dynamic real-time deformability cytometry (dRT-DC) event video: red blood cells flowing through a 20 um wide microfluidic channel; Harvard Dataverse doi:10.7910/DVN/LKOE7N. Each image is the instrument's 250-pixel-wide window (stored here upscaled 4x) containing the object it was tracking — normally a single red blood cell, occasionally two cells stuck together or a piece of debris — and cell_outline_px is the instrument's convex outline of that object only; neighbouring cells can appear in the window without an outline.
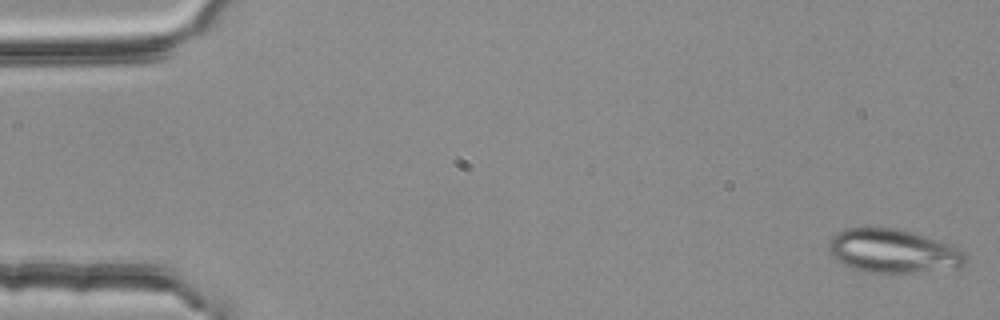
{"species": "common noctule bat (a hibernating species)", "species_latin": "Nyctalus noctula", "temperature_condition": "room temperature", "stored_images_in_passage": 4, "camera_frame_rate_fps": 3000, "um_per_image_px": 0.085, "animal": {"sex": "female", "body_mass_g": 25.1}, "frame": {"image": 1, "passage_image": 1, "time_ms": 0.0, "image_size_px": [1000, 320], "cell_outline_px": [[968, 260], [964, 264], [956, 268], [916, 272], [868, 272], [844, 264], [832, 256], [828, 248], [828, 240], [836, 232], [844, 228], [896, 228], [912, 232], [952, 244], [960, 248], [968, 256]], "centroid_in_image_um": [75.94, 21.32], "position_along_channel_um": 9.1, "area_um2": 34.85}}